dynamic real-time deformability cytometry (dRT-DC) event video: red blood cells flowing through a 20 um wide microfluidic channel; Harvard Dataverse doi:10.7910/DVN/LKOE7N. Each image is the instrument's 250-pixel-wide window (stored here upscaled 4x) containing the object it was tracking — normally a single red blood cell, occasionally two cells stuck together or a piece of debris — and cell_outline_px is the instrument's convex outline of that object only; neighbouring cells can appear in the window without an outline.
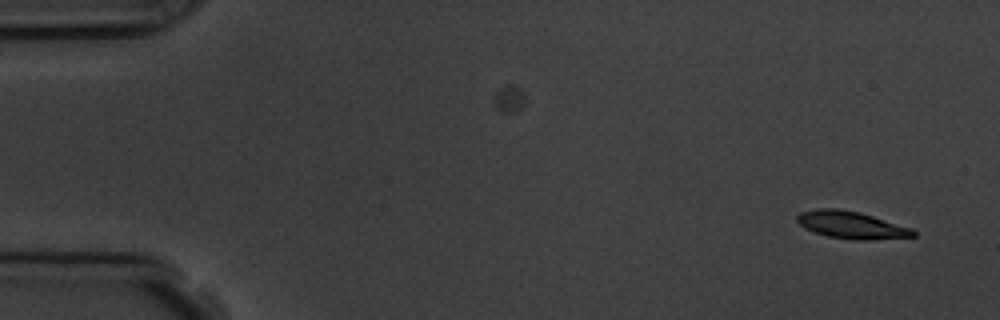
{"species": "common noctule bat (a hibernating species)", "species_latin": "Nyctalus noctula", "temperature_condition": "room temperature", "stored_images_in_passage": 4, "camera_frame_rate_fps": 3000, "um_per_image_px": 0.085, "animal": {"sex": "male", "body_mass_g": 19.5, "forearm_length_mm": 54.6}, "frame": {"image": 1, "passage_image": 4, "time_ms": 4.0, "image_size_px": [1000, 320], "cell_outline_px": [[916, 236], [868, 240], [856, 240], [828, 236], [804, 228], [796, 220], [796, 216], [800, 212], [816, 208], [836, 208], [860, 212], [912, 228], [916, 232]], "centroid_in_image_um": [72.36, 19.11], "position_along_channel_um": 12.6, "area_um2": 18.44}}